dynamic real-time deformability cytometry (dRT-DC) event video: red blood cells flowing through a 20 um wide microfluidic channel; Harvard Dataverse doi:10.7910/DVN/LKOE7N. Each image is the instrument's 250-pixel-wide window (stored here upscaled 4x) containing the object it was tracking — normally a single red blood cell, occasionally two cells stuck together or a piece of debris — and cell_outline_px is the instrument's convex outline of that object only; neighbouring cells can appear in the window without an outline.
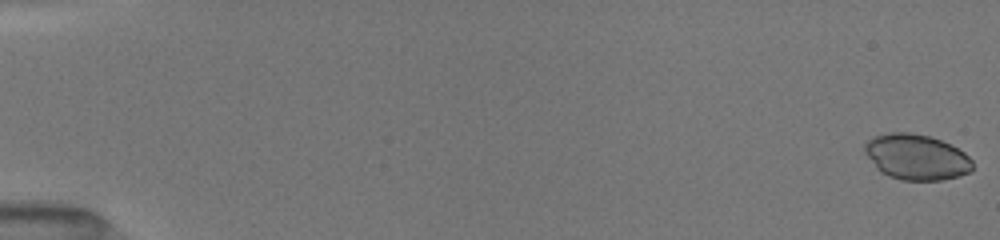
{"species": "common noctule bat (a hibernating species)", "species_latin": "Nyctalus noctula", "temperature_condition": "room temperature", "stored_images_in_passage": 34, "camera_frame_rate_fps": 3000, "um_per_image_px": 0.085, "animal": {"sex": "female", "body_mass_g": 19.5, "forearm_length_mm": 54.1}, "frame": {"image": 1, "passage_image": 1, "time_ms": 0.0, "image_size_px": [1000, 240], "cell_outline_px": [[972, 168], [968, 172], [960, 176], [944, 180], [900, 180], [888, 176], [880, 172], [876, 168], [864, 152], [864, 144], [872, 136], [888, 132], [908, 132], [928, 136], [940, 140], [964, 152], [972, 160]], "centroid_in_image_um": [77.85, 13.35], "position_along_channel_um": 7.1, "area_um2": 28.73}}
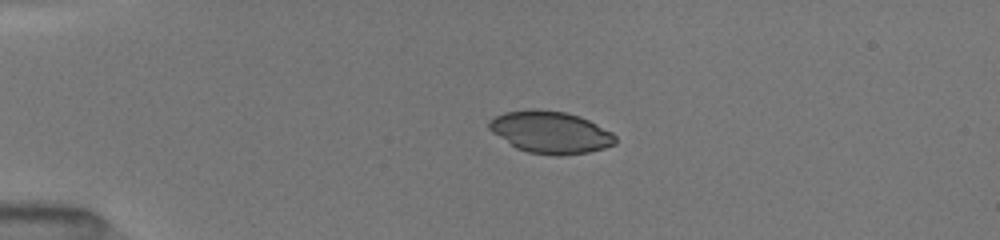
{"frame": {"image": 2, "passage_image": 13, "time_ms": 4.0, "image_size_px": [1000, 240], "cell_outline_px": [[616, 144], [604, 148], [588, 152], [560, 156], [552, 156], [528, 152], [516, 148], [492, 132], [488, 128], [488, 120], [504, 112], [528, 108], [536, 108], [564, 112], [580, 116], [612, 132], [616, 136]], "centroid_in_image_um": [46.77, 11.23], "position_along_channel_um": 38.2, "area_um2": 31.21}}